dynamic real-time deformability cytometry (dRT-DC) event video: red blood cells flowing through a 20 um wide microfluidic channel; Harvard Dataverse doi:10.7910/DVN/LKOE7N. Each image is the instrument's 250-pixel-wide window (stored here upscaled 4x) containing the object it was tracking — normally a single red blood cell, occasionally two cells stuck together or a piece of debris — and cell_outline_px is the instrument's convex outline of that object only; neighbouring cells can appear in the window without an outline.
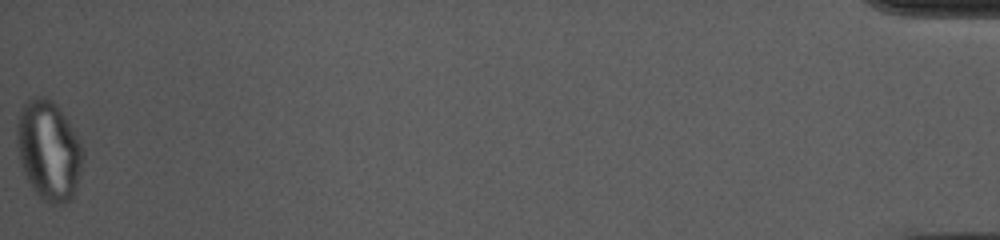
{"species": "common noctule bat (a hibernating species)", "species_latin": "Nyctalus noctula", "temperature_condition": "cold", "stored_images_in_passage": 41, "segment_of_instrument_passage": [2, 2], "camera_frame_rate_fps": 3000, "um_per_image_px": 0.085, "animal": {"sex": "female", "body_mass_g": 10.0, "forearm_length_mm": 53.1}, "frame": {"image": 1, "passage_image": 41, "time_ms": 13.333, "image_size_px": [1000, 240], "cell_outline_px": [[84, 160], [76, 188], [72, 200], [64, 204], [48, 204], [32, 188], [20, 164], [16, 140], [16, 124], [20, 108], [32, 96], [48, 96], [56, 104], [68, 120], [80, 140], [84, 148]], "centroid_in_image_um": [4.15, 12.77], "position_along_channel_um": 431.0, "area_um2": 39.02}}